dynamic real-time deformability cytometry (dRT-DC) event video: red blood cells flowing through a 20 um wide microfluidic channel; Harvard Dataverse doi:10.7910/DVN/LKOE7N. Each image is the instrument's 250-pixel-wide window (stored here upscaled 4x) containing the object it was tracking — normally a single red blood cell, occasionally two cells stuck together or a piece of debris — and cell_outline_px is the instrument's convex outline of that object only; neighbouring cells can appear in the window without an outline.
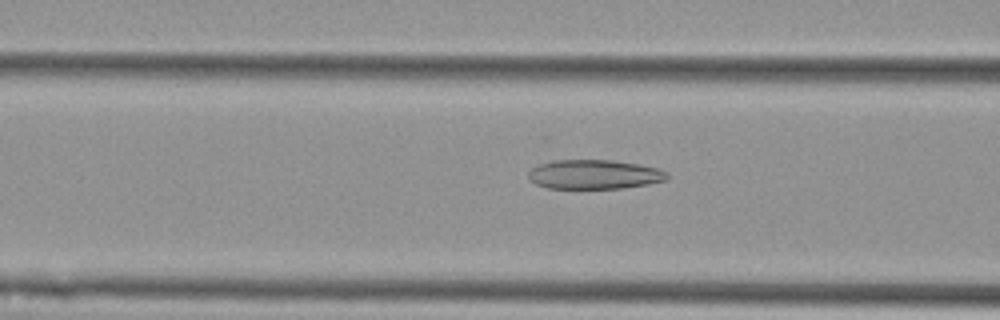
{"species": "Egyptian fruit bat (a non-hibernating species)", "species_latin": "Rousettus aegyptiacus", "temperature_condition": "cold", "stored_images_in_passage": 48, "camera_frame_rate_fps": 3000, "um_per_image_px": 0.085, "animal": {"sex": "female"}, "frame": {"image": 1, "passage_image": 14, "time_ms": 4.333, "image_size_px": [1000, 320], "cell_outline_px": [[668, 176], [664, 180], [648, 184], [620, 188], [548, 188], [536, 184], [528, 176], [528, 172], [532, 168], [540, 164], [552, 160], [612, 160], [640, 164], [656, 168], [668, 172]], "centroid_in_image_um": [50.51, 14.82], "position_along_channel_um": 116.1, "area_um2": 23.52}}
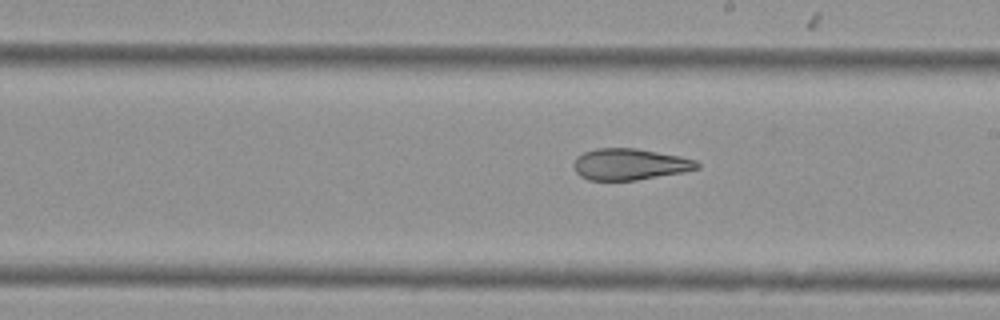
{"frame": {"image": 2, "passage_image": 24, "time_ms": 7.667, "image_size_px": [1000, 320], "cell_outline_px": [[700, 168], [680, 172], [636, 180], [588, 180], [580, 176], [576, 172], [572, 164], [576, 156], [584, 152], [596, 148], [636, 148], [680, 156], [696, 160], [700, 164]], "centroid_in_image_um": [53.49, 13.95], "position_along_channel_um": 235.5, "area_um2": 22.54}}
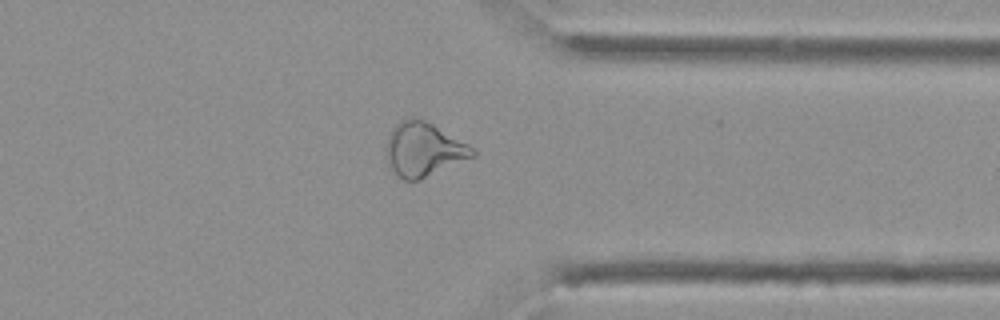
{"frame": {"image": 3, "passage_image": 36, "time_ms": 11.667, "image_size_px": [1000, 320], "cell_outline_px": [[476, 156], [420, 180], [404, 180], [396, 176], [392, 168], [388, 156], [388, 136], [392, 128], [400, 120], [412, 116], [416, 116], [432, 124], [468, 144], [476, 152]], "centroid_in_image_um": [36.03, 12.7], "position_along_channel_um": 375.4, "area_um2": 26.88}, "authors_computed_cell_mechanics": {"area_um2": 26.4435, "velocity_mm_per_s": 3.5887, "shape_relaxation_time_tau1_ms": null, "shape_relaxation_time_tau2_ms": 3.3413, "deformation_change_tau1": null, "deformation_change_tau2": 0.1314}}